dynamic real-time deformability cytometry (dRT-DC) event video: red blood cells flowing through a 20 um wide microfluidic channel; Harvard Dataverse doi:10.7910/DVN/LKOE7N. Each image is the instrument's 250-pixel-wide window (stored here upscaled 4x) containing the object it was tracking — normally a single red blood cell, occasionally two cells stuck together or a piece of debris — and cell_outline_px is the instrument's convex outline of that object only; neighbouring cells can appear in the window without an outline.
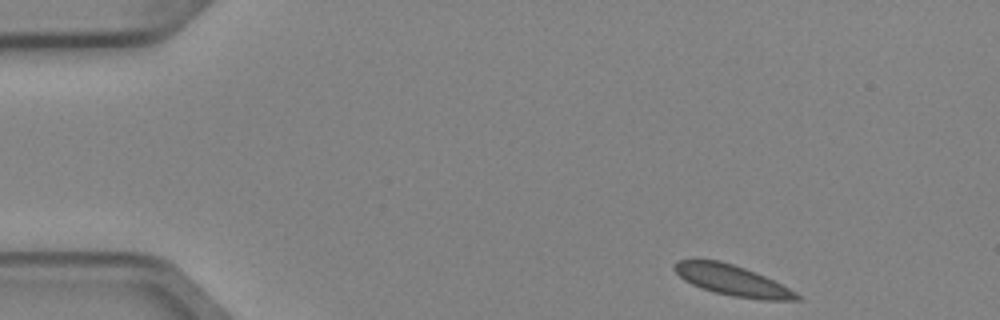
{"species": "Egyptian fruit bat (a non-hibernating species)", "species_latin": "Rousettus aegyptiacus", "temperature_condition": "cold", "stored_images_in_passage": 6, "camera_frame_rate_fps": 3000, "um_per_image_px": 0.085, "animal": {"sex": "female"}, "frame": {"image": 1, "passage_image": 1, "time_ms": 0.0, "image_size_px": [1000, 320], "cell_outline_px": [[800, 300], [760, 300], [732, 296], [716, 292], [692, 284], [684, 280], [672, 268], [672, 264], [676, 260], [720, 260], [744, 268], [764, 276], [796, 292], [800, 296]], "centroid_in_image_um": [62.22, 23.83], "position_along_channel_um": 22.8, "area_um2": 21.5}}
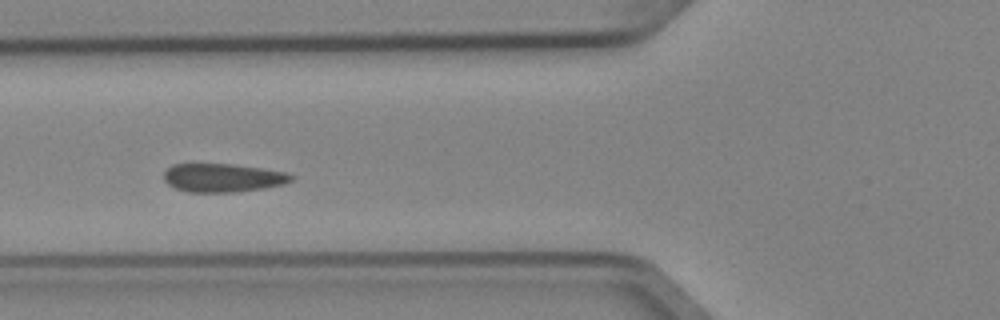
{"frame": {"image": 2, "passage_image": 4, "time_ms": 1.0, "image_size_px": [1000, 320], "cell_outline_px": [[296, 176], [292, 180], [284, 184], [264, 188], [236, 192], [188, 192], [176, 188], [168, 184], [164, 180], [164, 172], [172, 164], [232, 164], [260, 168], [284, 172]], "centroid_in_image_um": [18.94, 15.11], "position_along_channel_um": 106.9, "area_um2": 21.1}}
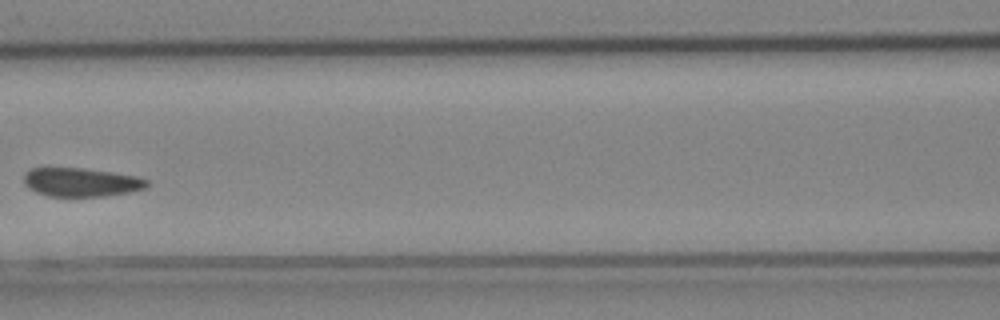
{"frame": {"image": 3, "passage_image": 5, "time_ms": 1.333, "image_size_px": [1000, 320], "cell_outline_px": [[148, 188], [128, 192], [104, 196], [48, 196], [36, 192], [28, 188], [24, 184], [24, 172], [32, 168], [84, 168], [112, 172], [136, 176], [148, 180]], "centroid_in_image_um": [6.88, 15.48], "position_along_channel_um": 159.7, "area_um2": 20.63}}